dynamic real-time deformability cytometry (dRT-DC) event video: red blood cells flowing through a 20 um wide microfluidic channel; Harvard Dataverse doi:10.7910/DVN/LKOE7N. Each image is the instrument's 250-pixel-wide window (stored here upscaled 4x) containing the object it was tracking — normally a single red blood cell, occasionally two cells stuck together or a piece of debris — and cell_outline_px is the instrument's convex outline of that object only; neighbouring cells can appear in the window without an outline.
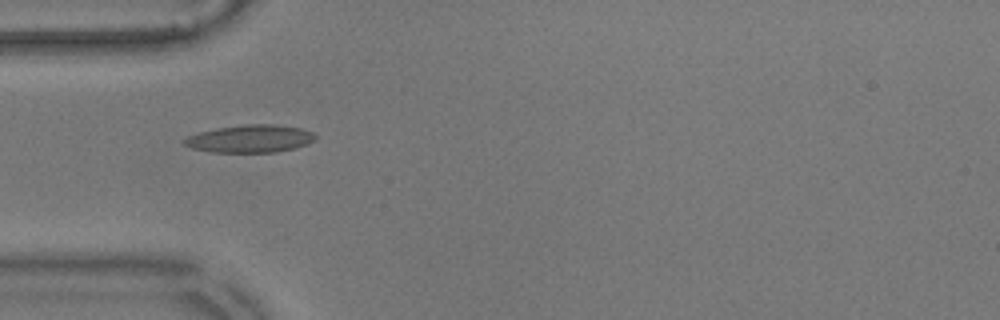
{"species": "common noctule bat (a hibernating species)", "species_latin": "Nyctalus noctula", "temperature_condition": "warm", "stored_images_in_passage": 40, "camera_frame_rate_fps": 3000, "um_per_image_px": 0.085, "animal": {"sex": "male", "body_mass_g": 17.9}, "frame": {"image": 1, "passage_image": 1, "time_ms": 0.0, "image_size_px": [1000, 320], "cell_outline_px": [[316, 140], [308, 144], [296, 148], [276, 152], [212, 152], [192, 148], [184, 144], [180, 140], [188, 136], [200, 132], [220, 128], [244, 124], [272, 124], [300, 128], [312, 132], [316, 136]], "centroid_in_image_um": [21.28, 11.79], "position_along_channel_um": 63.7, "area_um2": 21.1}}
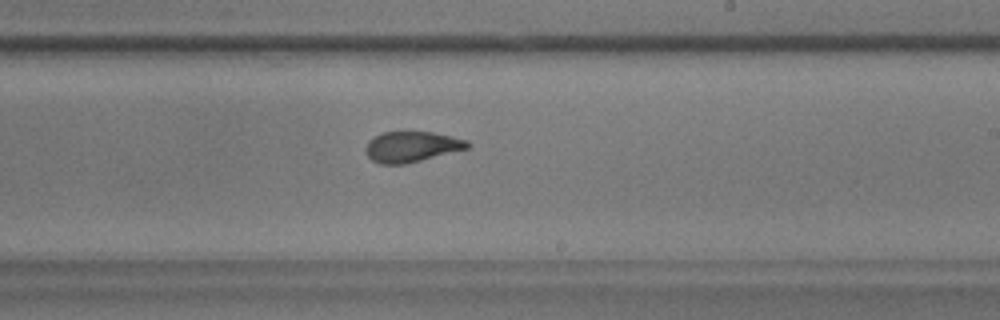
{"frame": {"image": 2, "passage_image": 17, "time_ms": 5.333, "image_size_px": [1000, 320], "cell_outline_px": [[472, 144], [468, 148], [404, 164], [380, 164], [372, 160], [364, 152], [364, 148], [368, 140], [384, 132], [432, 132], [468, 140]], "centroid_in_image_um": [34.96, 12.47], "position_along_channel_um": 254.0, "area_um2": 18.03}}
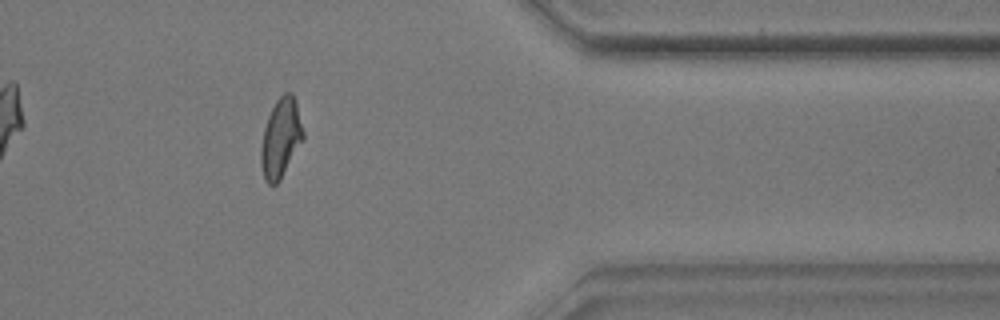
{"frame": {"image": 3, "passage_image": 30, "time_ms": 9.667, "image_size_px": [1000, 320], "cell_outline_px": [[304, 140], [280, 180], [276, 184], [268, 184], [264, 180], [260, 164], [260, 148], [264, 128], [268, 116], [276, 100], [284, 92], [292, 92], [296, 100], [304, 132]], "centroid_in_image_um": [23.87, 11.74], "position_along_channel_um": 387.5, "area_um2": 19.77}, "authors_computed_cell_mechanics": {"area_um2": 19.0451, "velocity_mm_per_s": 3.5609, "shape_relaxation_time_tau1_ms": 4.8606, "shape_relaxation_time_tau2_ms": 1.6964, "deformation_change_tau1": 0.1578, "deformation_change_tau2": 0.0874}}